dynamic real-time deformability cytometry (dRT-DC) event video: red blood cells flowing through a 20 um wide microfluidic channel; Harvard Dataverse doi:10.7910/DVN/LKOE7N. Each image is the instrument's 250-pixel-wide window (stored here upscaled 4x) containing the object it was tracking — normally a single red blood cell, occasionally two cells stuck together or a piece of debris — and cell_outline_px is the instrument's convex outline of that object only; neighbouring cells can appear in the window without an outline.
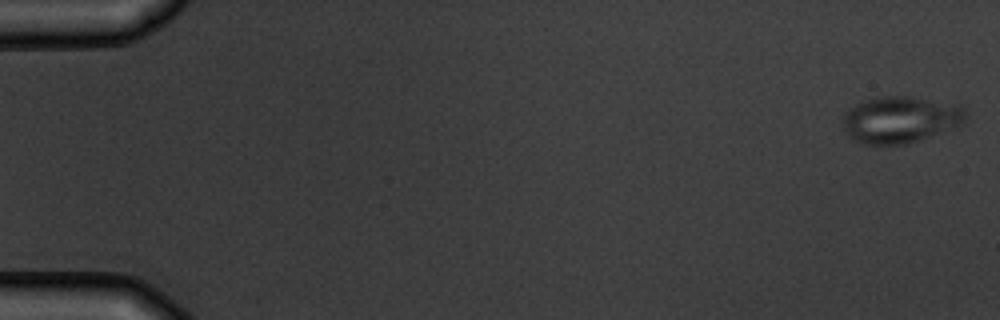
{"species": "common noctule bat (a hibernating species)", "species_latin": "Nyctalus noctula", "temperature_condition": "warm", "stored_images_in_passage": 7, "camera_frame_rate_fps": 3000, "um_per_image_px": 0.085, "animal": {"sex": "male", "body_mass_g": 19.5, "forearm_length_mm": 54.6}, "frame": {"image": 1, "passage_image": 1, "time_ms": 0.0, "image_size_px": [1000, 320], "cell_outline_px": [[964, 124], [920, 140], [904, 144], [864, 144], [852, 140], [848, 136], [844, 128], [844, 112], [848, 108], [860, 100], [876, 96], [912, 96], [960, 104], [964, 108]], "centroid_in_image_um": [76.51, 10.14], "position_along_channel_um": 8.5, "area_um2": 33.87}}